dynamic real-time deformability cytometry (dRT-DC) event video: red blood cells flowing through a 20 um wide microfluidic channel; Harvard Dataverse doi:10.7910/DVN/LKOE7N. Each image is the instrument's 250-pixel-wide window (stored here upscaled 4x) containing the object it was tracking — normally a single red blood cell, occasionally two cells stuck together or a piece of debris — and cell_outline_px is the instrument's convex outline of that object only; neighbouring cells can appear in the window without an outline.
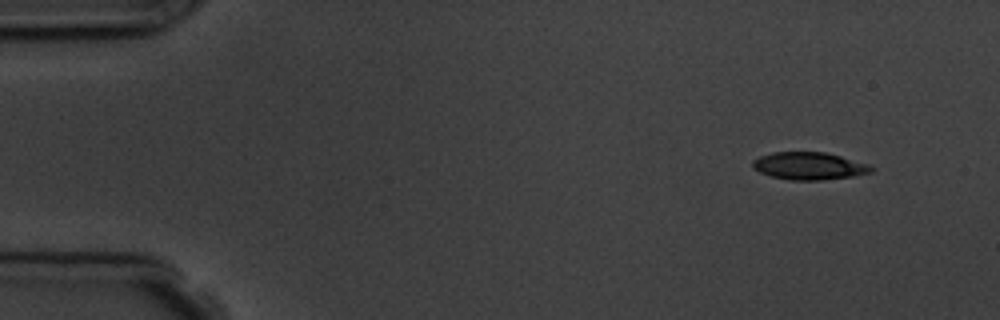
{"species": "common noctule bat (a hibernating species)", "species_latin": "Nyctalus noctula", "temperature_condition": "room temperature", "stored_images_in_passage": 5, "camera_frame_rate_fps": 3000, "um_per_image_px": 0.085, "animal": {"sex": "male", "body_mass_g": 19.5, "forearm_length_mm": 54.6}, "frame": {"image": 1, "passage_image": 1, "time_ms": 0.0, "image_size_px": [1000, 320], "cell_outline_px": [[876, 168], [872, 172], [856, 176], [820, 180], [788, 180], [772, 176], [760, 172], [752, 168], [752, 160], [760, 156], [772, 152], [824, 152], [872, 164]], "centroid_in_image_um": [68.82, 14.11], "position_along_channel_um": 16.2, "area_um2": 19.25}}
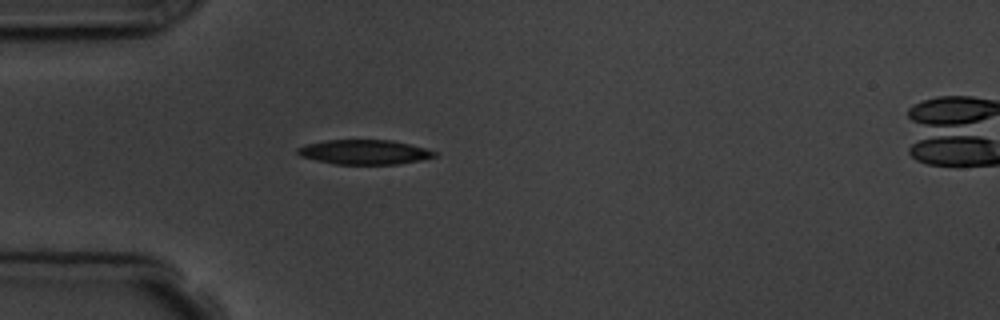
{"frame": {"image": 2, "passage_image": 4, "time_ms": 3.667, "image_size_px": [1000, 320], "cell_outline_px": [[440, 152], [436, 156], [420, 160], [396, 164], [336, 164], [316, 160], [300, 156], [296, 152], [296, 148], [308, 144], [328, 140], [392, 140]], "centroid_in_image_um": [30.98, 12.93], "position_along_channel_um": 54.0, "area_um2": 19.48}}